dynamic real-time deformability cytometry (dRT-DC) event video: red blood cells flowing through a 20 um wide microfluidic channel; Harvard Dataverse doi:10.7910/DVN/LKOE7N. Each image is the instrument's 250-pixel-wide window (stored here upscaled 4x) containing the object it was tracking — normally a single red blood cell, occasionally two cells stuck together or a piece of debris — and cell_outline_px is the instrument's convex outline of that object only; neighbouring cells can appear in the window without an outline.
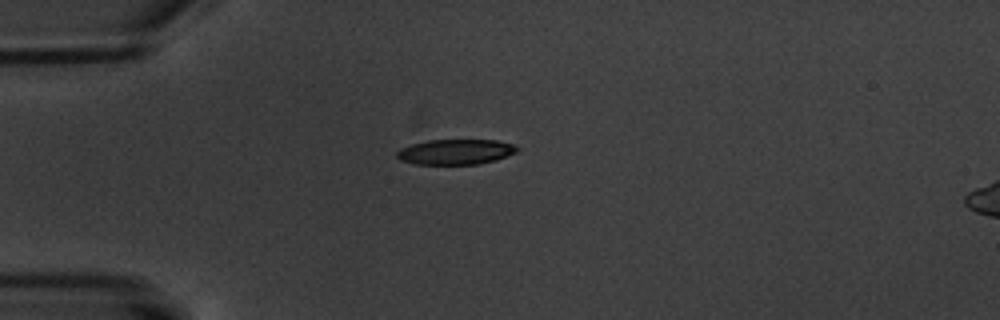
{"species": "common noctule bat (a hibernating species)", "species_latin": "Nyctalus noctula", "temperature_condition": "warm", "stored_images_in_passage": 13, "camera_frame_rate_fps": 3000, "um_per_image_px": 0.085, "animal": {"sex": "male", "body_mass_g": 20.1, "forearm_length_mm": 53.5}, "frame": {"image": 1, "passage_image": 1, "time_ms": 0.0, "image_size_px": [1000, 320], "cell_outline_px": [[520, 148], [516, 152], [480, 164], [416, 164], [400, 160], [396, 156], [396, 152], [400, 148], [412, 144], [428, 140], [496, 140], [512, 144]], "centroid_in_image_um": [38.68, 12.9], "position_along_channel_um": 46.3, "area_um2": 17.51}}
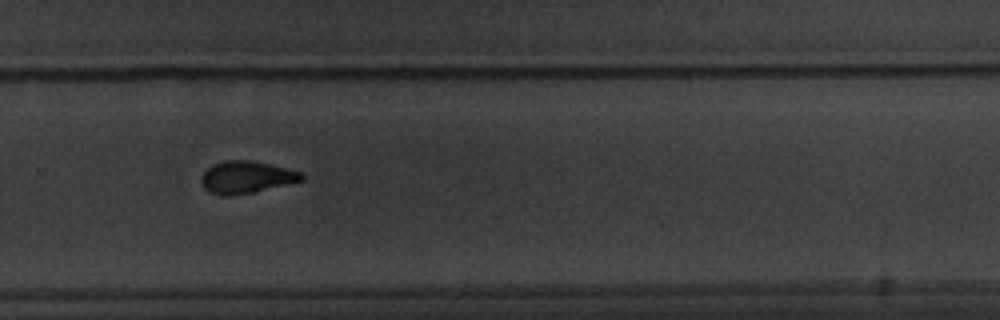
{"frame": {"image": 2, "passage_image": 8, "time_ms": 8.333, "image_size_px": [1000, 320], "cell_outline_px": [[304, 180], [252, 192], [232, 196], [220, 196], [204, 188], [200, 180], [204, 172], [212, 164], [224, 160], [252, 160], [300, 172], [304, 176]], "centroid_in_image_um": [20.9, 15.06], "position_along_channel_um": 308.9, "area_um2": 18.61}}
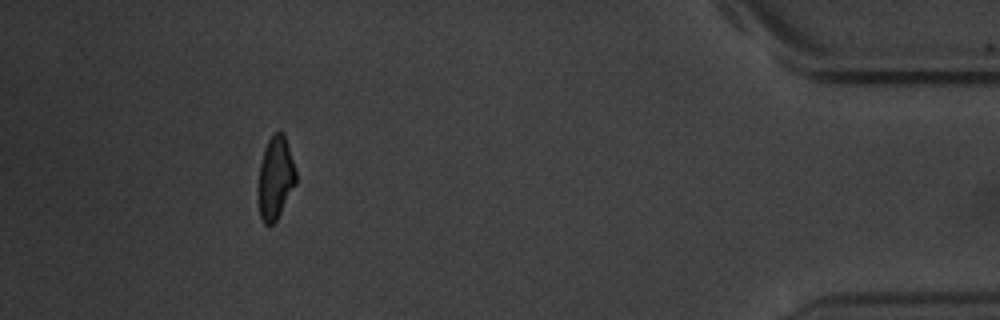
{"frame": {"image": 3, "passage_image": 12, "time_ms": 13.0, "image_size_px": [1000, 320], "cell_outline_px": [[296, 184], [276, 220], [272, 224], [264, 224], [260, 216], [260, 164], [264, 148], [268, 140], [280, 128], [284, 132], [296, 168]], "centroid_in_image_um": [23.46, 15.05], "position_along_channel_um": 411.7, "area_um2": 17.86}, "authors_computed_cell_mechanics": {"area_um2": 18.9006, "velocity_mm_per_s": 3.3783, "shape_relaxation_time_tau1_ms": 3.7129, "shape_relaxation_time_tau2_ms": 4.9116, "deformation_change_tau1": 0.1587, "deformation_change_tau2": 0.1117}}